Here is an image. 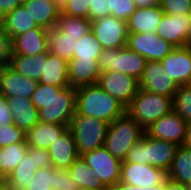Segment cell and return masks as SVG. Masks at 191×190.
Masks as SVG:
<instances>
[{
    "label": "cell",
    "mask_w": 191,
    "mask_h": 190,
    "mask_svg": "<svg viewBox=\"0 0 191 190\" xmlns=\"http://www.w3.org/2000/svg\"><path fill=\"white\" fill-rule=\"evenodd\" d=\"M161 64L178 86L191 85V45L175 47Z\"/></svg>",
    "instance_id": "cell-15"
},
{
    "label": "cell",
    "mask_w": 191,
    "mask_h": 190,
    "mask_svg": "<svg viewBox=\"0 0 191 190\" xmlns=\"http://www.w3.org/2000/svg\"><path fill=\"white\" fill-rule=\"evenodd\" d=\"M183 145L191 149V121L187 122Z\"/></svg>",
    "instance_id": "cell-51"
},
{
    "label": "cell",
    "mask_w": 191,
    "mask_h": 190,
    "mask_svg": "<svg viewBox=\"0 0 191 190\" xmlns=\"http://www.w3.org/2000/svg\"><path fill=\"white\" fill-rule=\"evenodd\" d=\"M187 122L173 110L153 122L145 133L155 139L165 140L176 145H183Z\"/></svg>",
    "instance_id": "cell-14"
},
{
    "label": "cell",
    "mask_w": 191,
    "mask_h": 190,
    "mask_svg": "<svg viewBox=\"0 0 191 190\" xmlns=\"http://www.w3.org/2000/svg\"><path fill=\"white\" fill-rule=\"evenodd\" d=\"M55 27L65 36L81 39L91 31V21L82 17H74L60 13Z\"/></svg>",
    "instance_id": "cell-33"
},
{
    "label": "cell",
    "mask_w": 191,
    "mask_h": 190,
    "mask_svg": "<svg viewBox=\"0 0 191 190\" xmlns=\"http://www.w3.org/2000/svg\"><path fill=\"white\" fill-rule=\"evenodd\" d=\"M159 5L165 14H190L191 0H160Z\"/></svg>",
    "instance_id": "cell-39"
},
{
    "label": "cell",
    "mask_w": 191,
    "mask_h": 190,
    "mask_svg": "<svg viewBox=\"0 0 191 190\" xmlns=\"http://www.w3.org/2000/svg\"><path fill=\"white\" fill-rule=\"evenodd\" d=\"M12 55L11 38L3 31L0 25V62L6 66Z\"/></svg>",
    "instance_id": "cell-44"
},
{
    "label": "cell",
    "mask_w": 191,
    "mask_h": 190,
    "mask_svg": "<svg viewBox=\"0 0 191 190\" xmlns=\"http://www.w3.org/2000/svg\"><path fill=\"white\" fill-rule=\"evenodd\" d=\"M103 50L92 31L88 32L75 45L74 58L98 59Z\"/></svg>",
    "instance_id": "cell-34"
},
{
    "label": "cell",
    "mask_w": 191,
    "mask_h": 190,
    "mask_svg": "<svg viewBox=\"0 0 191 190\" xmlns=\"http://www.w3.org/2000/svg\"><path fill=\"white\" fill-rule=\"evenodd\" d=\"M139 88L173 99L179 86L169 78L161 62L147 61L142 76L139 78Z\"/></svg>",
    "instance_id": "cell-13"
},
{
    "label": "cell",
    "mask_w": 191,
    "mask_h": 190,
    "mask_svg": "<svg viewBox=\"0 0 191 190\" xmlns=\"http://www.w3.org/2000/svg\"><path fill=\"white\" fill-rule=\"evenodd\" d=\"M91 31L103 49H119L126 46L127 21L114 16L98 18L91 21Z\"/></svg>",
    "instance_id": "cell-9"
},
{
    "label": "cell",
    "mask_w": 191,
    "mask_h": 190,
    "mask_svg": "<svg viewBox=\"0 0 191 190\" xmlns=\"http://www.w3.org/2000/svg\"><path fill=\"white\" fill-rule=\"evenodd\" d=\"M3 67H4V65L0 62V73H1V71L3 69Z\"/></svg>",
    "instance_id": "cell-55"
},
{
    "label": "cell",
    "mask_w": 191,
    "mask_h": 190,
    "mask_svg": "<svg viewBox=\"0 0 191 190\" xmlns=\"http://www.w3.org/2000/svg\"><path fill=\"white\" fill-rule=\"evenodd\" d=\"M178 145L146 134V164L169 171Z\"/></svg>",
    "instance_id": "cell-21"
},
{
    "label": "cell",
    "mask_w": 191,
    "mask_h": 190,
    "mask_svg": "<svg viewBox=\"0 0 191 190\" xmlns=\"http://www.w3.org/2000/svg\"><path fill=\"white\" fill-rule=\"evenodd\" d=\"M100 74L98 59L73 58L68 62L69 83L76 89L97 84Z\"/></svg>",
    "instance_id": "cell-19"
},
{
    "label": "cell",
    "mask_w": 191,
    "mask_h": 190,
    "mask_svg": "<svg viewBox=\"0 0 191 190\" xmlns=\"http://www.w3.org/2000/svg\"><path fill=\"white\" fill-rule=\"evenodd\" d=\"M68 3V0H57V5L58 8L61 10L63 7L66 6V4Z\"/></svg>",
    "instance_id": "cell-53"
},
{
    "label": "cell",
    "mask_w": 191,
    "mask_h": 190,
    "mask_svg": "<svg viewBox=\"0 0 191 190\" xmlns=\"http://www.w3.org/2000/svg\"><path fill=\"white\" fill-rule=\"evenodd\" d=\"M97 84L127 108L139 91V80L117 71L101 72Z\"/></svg>",
    "instance_id": "cell-8"
},
{
    "label": "cell",
    "mask_w": 191,
    "mask_h": 190,
    "mask_svg": "<svg viewBox=\"0 0 191 190\" xmlns=\"http://www.w3.org/2000/svg\"><path fill=\"white\" fill-rule=\"evenodd\" d=\"M55 190H80L70 175L68 169L55 168Z\"/></svg>",
    "instance_id": "cell-42"
},
{
    "label": "cell",
    "mask_w": 191,
    "mask_h": 190,
    "mask_svg": "<svg viewBox=\"0 0 191 190\" xmlns=\"http://www.w3.org/2000/svg\"><path fill=\"white\" fill-rule=\"evenodd\" d=\"M186 186L188 190H191V181L188 184H186Z\"/></svg>",
    "instance_id": "cell-54"
},
{
    "label": "cell",
    "mask_w": 191,
    "mask_h": 190,
    "mask_svg": "<svg viewBox=\"0 0 191 190\" xmlns=\"http://www.w3.org/2000/svg\"><path fill=\"white\" fill-rule=\"evenodd\" d=\"M7 102L13 117V124L25 133L39 122L38 110L31 98L14 96L7 98Z\"/></svg>",
    "instance_id": "cell-22"
},
{
    "label": "cell",
    "mask_w": 191,
    "mask_h": 190,
    "mask_svg": "<svg viewBox=\"0 0 191 190\" xmlns=\"http://www.w3.org/2000/svg\"><path fill=\"white\" fill-rule=\"evenodd\" d=\"M133 0H110V16L127 21L136 10Z\"/></svg>",
    "instance_id": "cell-38"
},
{
    "label": "cell",
    "mask_w": 191,
    "mask_h": 190,
    "mask_svg": "<svg viewBox=\"0 0 191 190\" xmlns=\"http://www.w3.org/2000/svg\"><path fill=\"white\" fill-rule=\"evenodd\" d=\"M126 46L147 61L161 62L175 48L157 33H128Z\"/></svg>",
    "instance_id": "cell-11"
},
{
    "label": "cell",
    "mask_w": 191,
    "mask_h": 190,
    "mask_svg": "<svg viewBox=\"0 0 191 190\" xmlns=\"http://www.w3.org/2000/svg\"><path fill=\"white\" fill-rule=\"evenodd\" d=\"M161 6L136 8L127 20L128 33H156L163 17Z\"/></svg>",
    "instance_id": "cell-20"
},
{
    "label": "cell",
    "mask_w": 191,
    "mask_h": 190,
    "mask_svg": "<svg viewBox=\"0 0 191 190\" xmlns=\"http://www.w3.org/2000/svg\"><path fill=\"white\" fill-rule=\"evenodd\" d=\"M122 163L146 164V133L129 150L127 157Z\"/></svg>",
    "instance_id": "cell-41"
},
{
    "label": "cell",
    "mask_w": 191,
    "mask_h": 190,
    "mask_svg": "<svg viewBox=\"0 0 191 190\" xmlns=\"http://www.w3.org/2000/svg\"><path fill=\"white\" fill-rule=\"evenodd\" d=\"M20 4L18 0H0V19L17 8Z\"/></svg>",
    "instance_id": "cell-47"
},
{
    "label": "cell",
    "mask_w": 191,
    "mask_h": 190,
    "mask_svg": "<svg viewBox=\"0 0 191 190\" xmlns=\"http://www.w3.org/2000/svg\"><path fill=\"white\" fill-rule=\"evenodd\" d=\"M172 110L171 97L139 89L137 95L126 108V113L145 130L153 122L167 115Z\"/></svg>",
    "instance_id": "cell-4"
},
{
    "label": "cell",
    "mask_w": 191,
    "mask_h": 190,
    "mask_svg": "<svg viewBox=\"0 0 191 190\" xmlns=\"http://www.w3.org/2000/svg\"><path fill=\"white\" fill-rule=\"evenodd\" d=\"M35 153L36 167L39 168H50L52 166L51 157L47 149L29 147Z\"/></svg>",
    "instance_id": "cell-45"
},
{
    "label": "cell",
    "mask_w": 191,
    "mask_h": 190,
    "mask_svg": "<svg viewBox=\"0 0 191 190\" xmlns=\"http://www.w3.org/2000/svg\"><path fill=\"white\" fill-rule=\"evenodd\" d=\"M37 169L35 153L28 147V152L23 160L6 179V187L9 190H25Z\"/></svg>",
    "instance_id": "cell-28"
},
{
    "label": "cell",
    "mask_w": 191,
    "mask_h": 190,
    "mask_svg": "<svg viewBox=\"0 0 191 190\" xmlns=\"http://www.w3.org/2000/svg\"><path fill=\"white\" fill-rule=\"evenodd\" d=\"M161 190H188L186 184H182L169 179L164 185L161 186Z\"/></svg>",
    "instance_id": "cell-48"
},
{
    "label": "cell",
    "mask_w": 191,
    "mask_h": 190,
    "mask_svg": "<svg viewBox=\"0 0 191 190\" xmlns=\"http://www.w3.org/2000/svg\"><path fill=\"white\" fill-rule=\"evenodd\" d=\"M25 10L37 24L46 30L55 27L61 13L57 2L53 0H27L22 3Z\"/></svg>",
    "instance_id": "cell-23"
},
{
    "label": "cell",
    "mask_w": 191,
    "mask_h": 190,
    "mask_svg": "<svg viewBox=\"0 0 191 190\" xmlns=\"http://www.w3.org/2000/svg\"><path fill=\"white\" fill-rule=\"evenodd\" d=\"M76 112L82 116L113 122L126 112L120 102L105 92L98 84L76 89Z\"/></svg>",
    "instance_id": "cell-2"
},
{
    "label": "cell",
    "mask_w": 191,
    "mask_h": 190,
    "mask_svg": "<svg viewBox=\"0 0 191 190\" xmlns=\"http://www.w3.org/2000/svg\"><path fill=\"white\" fill-rule=\"evenodd\" d=\"M49 52L59 56L63 60L69 62L74 58L75 45L77 38H71L64 35L56 27L48 30Z\"/></svg>",
    "instance_id": "cell-32"
},
{
    "label": "cell",
    "mask_w": 191,
    "mask_h": 190,
    "mask_svg": "<svg viewBox=\"0 0 191 190\" xmlns=\"http://www.w3.org/2000/svg\"><path fill=\"white\" fill-rule=\"evenodd\" d=\"M12 55L35 56L49 51L48 30L37 27L11 40Z\"/></svg>",
    "instance_id": "cell-16"
},
{
    "label": "cell",
    "mask_w": 191,
    "mask_h": 190,
    "mask_svg": "<svg viewBox=\"0 0 191 190\" xmlns=\"http://www.w3.org/2000/svg\"><path fill=\"white\" fill-rule=\"evenodd\" d=\"M169 180L167 170L150 164L122 163L120 182L135 187L162 186Z\"/></svg>",
    "instance_id": "cell-10"
},
{
    "label": "cell",
    "mask_w": 191,
    "mask_h": 190,
    "mask_svg": "<svg viewBox=\"0 0 191 190\" xmlns=\"http://www.w3.org/2000/svg\"><path fill=\"white\" fill-rule=\"evenodd\" d=\"M31 101L38 110L39 122L69 127L76 113V88L39 83Z\"/></svg>",
    "instance_id": "cell-1"
},
{
    "label": "cell",
    "mask_w": 191,
    "mask_h": 190,
    "mask_svg": "<svg viewBox=\"0 0 191 190\" xmlns=\"http://www.w3.org/2000/svg\"><path fill=\"white\" fill-rule=\"evenodd\" d=\"M173 111L176 112L186 122L191 121V85L179 86L174 94Z\"/></svg>",
    "instance_id": "cell-35"
},
{
    "label": "cell",
    "mask_w": 191,
    "mask_h": 190,
    "mask_svg": "<svg viewBox=\"0 0 191 190\" xmlns=\"http://www.w3.org/2000/svg\"><path fill=\"white\" fill-rule=\"evenodd\" d=\"M98 61L101 72L113 70L138 80L147 64L142 55L127 46L119 49H103Z\"/></svg>",
    "instance_id": "cell-6"
},
{
    "label": "cell",
    "mask_w": 191,
    "mask_h": 190,
    "mask_svg": "<svg viewBox=\"0 0 191 190\" xmlns=\"http://www.w3.org/2000/svg\"><path fill=\"white\" fill-rule=\"evenodd\" d=\"M68 171L70 172L72 180L79 185L80 190L106 189L99 177L93 176V170L81 156L74 161Z\"/></svg>",
    "instance_id": "cell-29"
},
{
    "label": "cell",
    "mask_w": 191,
    "mask_h": 190,
    "mask_svg": "<svg viewBox=\"0 0 191 190\" xmlns=\"http://www.w3.org/2000/svg\"><path fill=\"white\" fill-rule=\"evenodd\" d=\"M137 8H145L158 5L160 0H133Z\"/></svg>",
    "instance_id": "cell-50"
},
{
    "label": "cell",
    "mask_w": 191,
    "mask_h": 190,
    "mask_svg": "<svg viewBox=\"0 0 191 190\" xmlns=\"http://www.w3.org/2000/svg\"><path fill=\"white\" fill-rule=\"evenodd\" d=\"M39 83L59 87L69 86L68 62L48 51V58L44 60V73Z\"/></svg>",
    "instance_id": "cell-25"
},
{
    "label": "cell",
    "mask_w": 191,
    "mask_h": 190,
    "mask_svg": "<svg viewBox=\"0 0 191 190\" xmlns=\"http://www.w3.org/2000/svg\"><path fill=\"white\" fill-rule=\"evenodd\" d=\"M112 190H161V186L143 188V187H135L132 185H126V184L120 182Z\"/></svg>",
    "instance_id": "cell-49"
},
{
    "label": "cell",
    "mask_w": 191,
    "mask_h": 190,
    "mask_svg": "<svg viewBox=\"0 0 191 190\" xmlns=\"http://www.w3.org/2000/svg\"><path fill=\"white\" fill-rule=\"evenodd\" d=\"M26 142V133L14 124L0 126V147Z\"/></svg>",
    "instance_id": "cell-37"
},
{
    "label": "cell",
    "mask_w": 191,
    "mask_h": 190,
    "mask_svg": "<svg viewBox=\"0 0 191 190\" xmlns=\"http://www.w3.org/2000/svg\"><path fill=\"white\" fill-rule=\"evenodd\" d=\"M52 166L56 169H69L79 157L74 137L67 128L48 148Z\"/></svg>",
    "instance_id": "cell-18"
},
{
    "label": "cell",
    "mask_w": 191,
    "mask_h": 190,
    "mask_svg": "<svg viewBox=\"0 0 191 190\" xmlns=\"http://www.w3.org/2000/svg\"><path fill=\"white\" fill-rule=\"evenodd\" d=\"M106 188L113 189L120 183L122 161L112 156L102 146L81 156Z\"/></svg>",
    "instance_id": "cell-7"
},
{
    "label": "cell",
    "mask_w": 191,
    "mask_h": 190,
    "mask_svg": "<svg viewBox=\"0 0 191 190\" xmlns=\"http://www.w3.org/2000/svg\"><path fill=\"white\" fill-rule=\"evenodd\" d=\"M6 187V178L0 173V190Z\"/></svg>",
    "instance_id": "cell-52"
},
{
    "label": "cell",
    "mask_w": 191,
    "mask_h": 190,
    "mask_svg": "<svg viewBox=\"0 0 191 190\" xmlns=\"http://www.w3.org/2000/svg\"><path fill=\"white\" fill-rule=\"evenodd\" d=\"M26 142L0 147V173L7 179L28 152Z\"/></svg>",
    "instance_id": "cell-31"
},
{
    "label": "cell",
    "mask_w": 191,
    "mask_h": 190,
    "mask_svg": "<svg viewBox=\"0 0 191 190\" xmlns=\"http://www.w3.org/2000/svg\"><path fill=\"white\" fill-rule=\"evenodd\" d=\"M169 179L188 184L191 181V149L179 145L169 169Z\"/></svg>",
    "instance_id": "cell-30"
},
{
    "label": "cell",
    "mask_w": 191,
    "mask_h": 190,
    "mask_svg": "<svg viewBox=\"0 0 191 190\" xmlns=\"http://www.w3.org/2000/svg\"><path fill=\"white\" fill-rule=\"evenodd\" d=\"M67 126L38 122L26 132L29 147L47 149L67 129Z\"/></svg>",
    "instance_id": "cell-26"
},
{
    "label": "cell",
    "mask_w": 191,
    "mask_h": 190,
    "mask_svg": "<svg viewBox=\"0 0 191 190\" xmlns=\"http://www.w3.org/2000/svg\"><path fill=\"white\" fill-rule=\"evenodd\" d=\"M13 124V117L9 109L7 98L0 95V126Z\"/></svg>",
    "instance_id": "cell-46"
},
{
    "label": "cell",
    "mask_w": 191,
    "mask_h": 190,
    "mask_svg": "<svg viewBox=\"0 0 191 190\" xmlns=\"http://www.w3.org/2000/svg\"><path fill=\"white\" fill-rule=\"evenodd\" d=\"M1 27L12 40L15 36L37 28L38 26L23 5L20 4L1 19Z\"/></svg>",
    "instance_id": "cell-27"
},
{
    "label": "cell",
    "mask_w": 191,
    "mask_h": 190,
    "mask_svg": "<svg viewBox=\"0 0 191 190\" xmlns=\"http://www.w3.org/2000/svg\"><path fill=\"white\" fill-rule=\"evenodd\" d=\"M157 35L174 47L191 45L190 14H163L157 27Z\"/></svg>",
    "instance_id": "cell-12"
},
{
    "label": "cell",
    "mask_w": 191,
    "mask_h": 190,
    "mask_svg": "<svg viewBox=\"0 0 191 190\" xmlns=\"http://www.w3.org/2000/svg\"><path fill=\"white\" fill-rule=\"evenodd\" d=\"M109 123L77 112L69 124L79 156L104 146Z\"/></svg>",
    "instance_id": "cell-5"
},
{
    "label": "cell",
    "mask_w": 191,
    "mask_h": 190,
    "mask_svg": "<svg viewBox=\"0 0 191 190\" xmlns=\"http://www.w3.org/2000/svg\"><path fill=\"white\" fill-rule=\"evenodd\" d=\"M145 130L126 112L108 125L104 147L122 162Z\"/></svg>",
    "instance_id": "cell-3"
},
{
    "label": "cell",
    "mask_w": 191,
    "mask_h": 190,
    "mask_svg": "<svg viewBox=\"0 0 191 190\" xmlns=\"http://www.w3.org/2000/svg\"><path fill=\"white\" fill-rule=\"evenodd\" d=\"M38 84L39 82L22 76L8 65L4 66L0 73V95L6 98H31Z\"/></svg>",
    "instance_id": "cell-17"
},
{
    "label": "cell",
    "mask_w": 191,
    "mask_h": 190,
    "mask_svg": "<svg viewBox=\"0 0 191 190\" xmlns=\"http://www.w3.org/2000/svg\"><path fill=\"white\" fill-rule=\"evenodd\" d=\"M61 13L88 19L89 0H68L66 6L61 9Z\"/></svg>",
    "instance_id": "cell-40"
},
{
    "label": "cell",
    "mask_w": 191,
    "mask_h": 190,
    "mask_svg": "<svg viewBox=\"0 0 191 190\" xmlns=\"http://www.w3.org/2000/svg\"><path fill=\"white\" fill-rule=\"evenodd\" d=\"M48 52L35 56L11 55L8 66L22 76L39 82L44 73V60H47Z\"/></svg>",
    "instance_id": "cell-24"
},
{
    "label": "cell",
    "mask_w": 191,
    "mask_h": 190,
    "mask_svg": "<svg viewBox=\"0 0 191 190\" xmlns=\"http://www.w3.org/2000/svg\"><path fill=\"white\" fill-rule=\"evenodd\" d=\"M21 4L23 3V2H26L27 0H18Z\"/></svg>",
    "instance_id": "cell-56"
},
{
    "label": "cell",
    "mask_w": 191,
    "mask_h": 190,
    "mask_svg": "<svg viewBox=\"0 0 191 190\" xmlns=\"http://www.w3.org/2000/svg\"><path fill=\"white\" fill-rule=\"evenodd\" d=\"M108 16H110V0H89L90 21Z\"/></svg>",
    "instance_id": "cell-43"
},
{
    "label": "cell",
    "mask_w": 191,
    "mask_h": 190,
    "mask_svg": "<svg viewBox=\"0 0 191 190\" xmlns=\"http://www.w3.org/2000/svg\"><path fill=\"white\" fill-rule=\"evenodd\" d=\"M25 190H55V168H39Z\"/></svg>",
    "instance_id": "cell-36"
}]
</instances>
